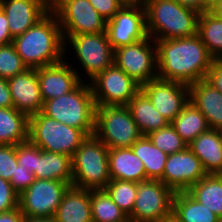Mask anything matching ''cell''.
<instances>
[{
	"instance_id": "1",
	"label": "cell",
	"mask_w": 222,
	"mask_h": 222,
	"mask_svg": "<svg viewBox=\"0 0 222 222\" xmlns=\"http://www.w3.org/2000/svg\"><path fill=\"white\" fill-rule=\"evenodd\" d=\"M155 42L159 79L190 86L206 78L214 58L209 54L198 34Z\"/></svg>"
},
{
	"instance_id": "2",
	"label": "cell",
	"mask_w": 222,
	"mask_h": 222,
	"mask_svg": "<svg viewBox=\"0 0 222 222\" xmlns=\"http://www.w3.org/2000/svg\"><path fill=\"white\" fill-rule=\"evenodd\" d=\"M12 43L28 69L56 64L66 57L61 26L52 10Z\"/></svg>"
},
{
	"instance_id": "3",
	"label": "cell",
	"mask_w": 222,
	"mask_h": 222,
	"mask_svg": "<svg viewBox=\"0 0 222 222\" xmlns=\"http://www.w3.org/2000/svg\"><path fill=\"white\" fill-rule=\"evenodd\" d=\"M148 36L156 40L192 37L198 34L200 13L176 0H143Z\"/></svg>"
},
{
	"instance_id": "4",
	"label": "cell",
	"mask_w": 222,
	"mask_h": 222,
	"mask_svg": "<svg viewBox=\"0 0 222 222\" xmlns=\"http://www.w3.org/2000/svg\"><path fill=\"white\" fill-rule=\"evenodd\" d=\"M41 112L87 136L94 135L96 103L90 83L81 81L71 92L44 101Z\"/></svg>"
},
{
	"instance_id": "5",
	"label": "cell",
	"mask_w": 222,
	"mask_h": 222,
	"mask_svg": "<svg viewBox=\"0 0 222 222\" xmlns=\"http://www.w3.org/2000/svg\"><path fill=\"white\" fill-rule=\"evenodd\" d=\"M109 149L95 135L88 136L71 157L72 186L99 190L111 181Z\"/></svg>"
},
{
	"instance_id": "6",
	"label": "cell",
	"mask_w": 222,
	"mask_h": 222,
	"mask_svg": "<svg viewBox=\"0 0 222 222\" xmlns=\"http://www.w3.org/2000/svg\"><path fill=\"white\" fill-rule=\"evenodd\" d=\"M87 137L81 129L63 124L41 111L29 116L28 140L42 150L72 157Z\"/></svg>"
},
{
	"instance_id": "7",
	"label": "cell",
	"mask_w": 222,
	"mask_h": 222,
	"mask_svg": "<svg viewBox=\"0 0 222 222\" xmlns=\"http://www.w3.org/2000/svg\"><path fill=\"white\" fill-rule=\"evenodd\" d=\"M94 135L109 150L130 148L142 136L127 106H96Z\"/></svg>"
},
{
	"instance_id": "8",
	"label": "cell",
	"mask_w": 222,
	"mask_h": 222,
	"mask_svg": "<svg viewBox=\"0 0 222 222\" xmlns=\"http://www.w3.org/2000/svg\"><path fill=\"white\" fill-rule=\"evenodd\" d=\"M64 51L70 44L81 67L91 82L107 67L113 64L114 50L106 32L87 34H62ZM68 41V42H67ZM68 43V44H67Z\"/></svg>"
},
{
	"instance_id": "9",
	"label": "cell",
	"mask_w": 222,
	"mask_h": 222,
	"mask_svg": "<svg viewBox=\"0 0 222 222\" xmlns=\"http://www.w3.org/2000/svg\"><path fill=\"white\" fill-rule=\"evenodd\" d=\"M113 63L140 86L158 78L155 40L148 36L133 44L115 49Z\"/></svg>"
},
{
	"instance_id": "10",
	"label": "cell",
	"mask_w": 222,
	"mask_h": 222,
	"mask_svg": "<svg viewBox=\"0 0 222 222\" xmlns=\"http://www.w3.org/2000/svg\"><path fill=\"white\" fill-rule=\"evenodd\" d=\"M175 191L160 180L147 179L137 183V195L132 213L134 222H158L172 213Z\"/></svg>"
},
{
	"instance_id": "11",
	"label": "cell",
	"mask_w": 222,
	"mask_h": 222,
	"mask_svg": "<svg viewBox=\"0 0 222 222\" xmlns=\"http://www.w3.org/2000/svg\"><path fill=\"white\" fill-rule=\"evenodd\" d=\"M62 34L106 32L107 21L88 0H58L51 6Z\"/></svg>"
},
{
	"instance_id": "12",
	"label": "cell",
	"mask_w": 222,
	"mask_h": 222,
	"mask_svg": "<svg viewBox=\"0 0 222 222\" xmlns=\"http://www.w3.org/2000/svg\"><path fill=\"white\" fill-rule=\"evenodd\" d=\"M96 106H127L140 85L114 63L90 82Z\"/></svg>"
},
{
	"instance_id": "13",
	"label": "cell",
	"mask_w": 222,
	"mask_h": 222,
	"mask_svg": "<svg viewBox=\"0 0 222 222\" xmlns=\"http://www.w3.org/2000/svg\"><path fill=\"white\" fill-rule=\"evenodd\" d=\"M70 184L58 180L35 179L19 195V208L26 217H54Z\"/></svg>"
},
{
	"instance_id": "14",
	"label": "cell",
	"mask_w": 222,
	"mask_h": 222,
	"mask_svg": "<svg viewBox=\"0 0 222 222\" xmlns=\"http://www.w3.org/2000/svg\"><path fill=\"white\" fill-rule=\"evenodd\" d=\"M106 33L113 50L147 38L144 5H124L107 20Z\"/></svg>"
},
{
	"instance_id": "15",
	"label": "cell",
	"mask_w": 222,
	"mask_h": 222,
	"mask_svg": "<svg viewBox=\"0 0 222 222\" xmlns=\"http://www.w3.org/2000/svg\"><path fill=\"white\" fill-rule=\"evenodd\" d=\"M156 110L171 123L189 102V85L153 79L140 86Z\"/></svg>"
},
{
	"instance_id": "16",
	"label": "cell",
	"mask_w": 222,
	"mask_h": 222,
	"mask_svg": "<svg viewBox=\"0 0 222 222\" xmlns=\"http://www.w3.org/2000/svg\"><path fill=\"white\" fill-rule=\"evenodd\" d=\"M206 175L200 159L186 147L183 151L168 155L160 181L175 192L187 191Z\"/></svg>"
},
{
	"instance_id": "17",
	"label": "cell",
	"mask_w": 222,
	"mask_h": 222,
	"mask_svg": "<svg viewBox=\"0 0 222 222\" xmlns=\"http://www.w3.org/2000/svg\"><path fill=\"white\" fill-rule=\"evenodd\" d=\"M77 69L64 58L61 62L38 68V81L43 102L71 92L81 81Z\"/></svg>"
},
{
	"instance_id": "18",
	"label": "cell",
	"mask_w": 222,
	"mask_h": 222,
	"mask_svg": "<svg viewBox=\"0 0 222 222\" xmlns=\"http://www.w3.org/2000/svg\"><path fill=\"white\" fill-rule=\"evenodd\" d=\"M0 9L5 13L14 38L41 20L51 7L44 0H0Z\"/></svg>"
},
{
	"instance_id": "19",
	"label": "cell",
	"mask_w": 222,
	"mask_h": 222,
	"mask_svg": "<svg viewBox=\"0 0 222 222\" xmlns=\"http://www.w3.org/2000/svg\"><path fill=\"white\" fill-rule=\"evenodd\" d=\"M7 83L15 109L28 117L42 110L43 100L38 81V69H27L7 79Z\"/></svg>"
},
{
	"instance_id": "20",
	"label": "cell",
	"mask_w": 222,
	"mask_h": 222,
	"mask_svg": "<svg viewBox=\"0 0 222 222\" xmlns=\"http://www.w3.org/2000/svg\"><path fill=\"white\" fill-rule=\"evenodd\" d=\"M189 101L205 116L210 129L222 128V94L205 79L189 86Z\"/></svg>"
},
{
	"instance_id": "21",
	"label": "cell",
	"mask_w": 222,
	"mask_h": 222,
	"mask_svg": "<svg viewBox=\"0 0 222 222\" xmlns=\"http://www.w3.org/2000/svg\"><path fill=\"white\" fill-rule=\"evenodd\" d=\"M91 190L70 186L54 215L56 222H93Z\"/></svg>"
},
{
	"instance_id": "22",
	"label": "cell",
	"mask_w": 222,
	"mask_h": 222,
	"mask_svg": "<svg viewBox=\"0 0 222 222\" xmlns=\"http://www.w3.org/2000/svg\"><path fill=\"white\" fill-rule=\"evenodd\" d=\"M108 161L111 180H147L144 164L131 148L110 149Z\"/></svg>"
},
{
	"instance_id": "23",
	"label": "cell",
	"mask_w": 222,
	"mask_h": 222,
	"mask_svg": "<svg viewBox=\"0 0 222 222\" xmlns=\"http://www.w3.org/2000/svg\"><path fill=\"white\" fill-rule=\"evenodd\" d=\"M188 147L200 159L207 174H222V144L218 129H208L194 139Z\"/></svg>"
},
{
	"instance_id": "24",
	"label": "cell",
	"mask_w": 222,
	"mask_h": 222,
	"mask_svg": "<svg viewBox=\"0 0 222 222\" xmlns=\"http://www.w3.org/2000/svg\"><path fill=\"white\" fill-rule=\"evenodd\" d=\"M35 179L58 180L72 186V161L67 154L42 150L37 146Z\"/></svg>"
},
{
	"instance_id": "25",
	"label": "cell",
	"mask_w": 222,
	"mask_h": 222,
	"mask_svg": "<svg viewBox=\"0 0 222 222\" xmlns=\"http://www.w3.org/2000/svg\"><path fill=\"white\" fill-rule=\"evenodd\" d=\"M127 107L142 136H147L169 124L141 90L130 100Z\"/></svg>"
},
{
	"instance_id": "26",
	"label": "cell",
	"mask_w": 222,
	"mask_h": 222,
	"mask_svg": "<svg viewBox=\"0 0 222 222\" xmlns=\"http://www.w3.org/2000/svg\"><path fill=\"white\" fill-rule=\"evenodd\" d=\"M29 117L14 107L0 108V145L28 141Z\"/></svg>"
},
{
	"instance_id": "27",
	"label": "cell",
	"mask_w": 222,
	"mask_h": 222,
	"mask_svg": "<svg viewBox=\"0 0 222 222\" xmlns=\"http://www.w3.org/2000/svg\"><path fill=\"white\" fill-rule=\"evenodd\" d=\"M187 192L207 209L222 217V174H207Z\"/></svg>"
},
{
	"instance_id": "28",
	"label": "cell",
	"mask_w": 222,
	"mask_h": 222,
	"mask_svg": "<svg viewBox=\"0 0 222 222\" xmlns=\"http://www.w3.org/2000/svg\"><path fill=\"white\" fill-rule=\"evenodd\" d=\"M172 212L180 222H219L220 217L196 201L187 191L176 192Z\"/></svg>"
},
{
	"instance_id": "29",
	"label": "cell",
	"mask_w": 222,
	"mask_h": 222,
	"mask_svg": "<svg viewBox=\"0 0 222 222\" xmlns=\"http://www.w3.org/2000/svg\"><path fill=\"white\" fill-rule=\"evenodd\" d=\"M170 124L187 145L209 129L205 116L190 101Z\"/></svg>"
},
{
	"instance_id": "30",
	"label": "cell",
	"mask_w": 222,
	"mask_h": 222,
	"mask_svg": "<svg viewBox=\"0 0 222 222\" xmlns=\"http://www.w3.org/2000/svg\"><path fill=\"white\" fill-rule=\"evenodd\" d=\"M130 148L143 162L147 179L163 178L167 153L154 146L147 136H141Z\"/></svg>"
},
{
	"instance_id": "31",
	"label": "cell",
	"mask_w": 222,
	"mask_h": 222,
	"mask_svg": "<svg viewBox=\"0 0 222 222\" xmlns=\"http://www.w3.org/2000/svg\"><path fill=\"white\" fill-rule=\"evenodd\" d=\"M198 35L214 59H222V19L210 11L200 13Z\"/></svg>"
},
{
	"instance_id": "32",
	"label": "cell",
	"mask_w": 222,
	"mask_h": 222,
	"mask_svg": "<svg viewBox=\"0 0 222 222\" xmlns=\"http://www.w3.org/2000/svg\"><path fill=\"white\" fill-rule=\"evenodd\" d=\"M90 202L93 222H123L128 218L104 189L91 190Z\"/></svg>"
},
{
	"instance_id": "33",
	"label": "cell",
	"mask_w": 222,
	"mask_h": 222,
	"mask_svg": "<svg viewBox=\"0 0 222 222\" xmlns=\"http://www.w3.org/2000/svg\"><path fill=\"white\" fill-rule=\"evenodd\" d=\"M104 190L127 216L132 213L137 195V182L111 180Z\"/></svg>"
},
{
	"instance_id": "34",
	"label": "cell",
	"mask_w": 222,
	"mask_h": 222,
	"mask_svg": "<svg viewBox=\"0 0 222 222\" xmlns=\"http://www.w3.org/2000/svg\"><path fill=\"white\" fill-rule=\"evenodd\" d=\"M147 137L154 146L168 155L183 151L188 147L170 123L166 127L149 133Z\"/></svg>"
},
{
	"instance_id": "35",
	"label": "cell",
	"mask_w": 222,
	"mask_h": 222,
	"mask_svg": "<svg viewBox=\"0 0 222 222\" xmlns=\"http://www.w3.org/2000/svg\"><path fill=\"white\" fill-rule=\"evenodd\" d=\"M27 69L13 43L0 46V78L9 79Z\"/></svg>"
},
{
	"instance_id": "36",
	"label": "cell",
	"mask_w": 222,
	"mask_h": 222,
	"mask_svg": "<svg viewBox=\"0 0 222 222\" xmlns=\"http://www.w3.org/2000/svg\"><path fill=\"white\" fill-rule=\"evenodd\" d=\"M17 165L16 145H0V177L10 182Z\"/></svg>"
},
{
	"instance_id": "37",
	"label": "cell",
	"mask_w": 222,
	"mask_h": 222,
	"mask_svg": "<svg viewBox=\"0 0 222 222\" xmlns=\"http://www.w3.org/2000/svg\"><path fill=\"white\" fill-rule=\"evenodd\" d=\"M16 156L18 165L30 170L33 174L37 169V146L29 140L16 145Z\"/></svg>"
},
{
	"instance_id": "38",
	"label": "cell",
	"mask_w": 222,
	"mask_h": 222,
	"mask_svg": "<svg viewBox=\"0 0 222 222\" xmlns=\"http://www.w3.org/2000/svg\"><path fill=\"white\" fill-rule=\"evenodd\" d=\"M19 206V194L9 181L0 177V213L10 211Z\"/></svg>"
},
{
	"instance_id": "39",
	"label": "cell",
	"mask_w": 222,
	"mask_h": 222,
	"mask_svg": "<svg viewBox=\"0 0 222 222\" xmlns=\"http://www.w3.org/2000/svg\"><path fill=\"white\" fill-rule=\"evenodd\" d=\"M34 180V174L30 170L17 165L16 171L10 180V184L12 188L20 195L29 188Z\"/></svg>"
},
{
	"instance_id": "40",
	"label": "cell",
	"mask_w": 222,
	"mask_h": 222,
	"mask_svg": "<svg viewBox=\"0 0 222 222\" xmlns=\"http://www.w3.org/2000/svg\"><path fill=\"white\" fill-rule=\"evenodd\" d=\"M95 10L107 20H110L124 6L118 0H88Z\"/></svg>"
},
{
	"instance_id": "41",
	"label": "cell",
	"mask_w": 222,
	"mask_h": 222,
	"mask_svg": "<svg viewBox=\"0 0 222 222\" xmlns=\"http://www.w3.org/2000/svg\"><path fill=\"white\" fill-rule=\"evenodd\" d=\"M205 80L222 94V59H214Z\"/></svg>"
},
{
	"instance_id": "42",
	"label": "cell",
	"mask_w": 222,
	"mask_h": 222,
	"mask_svg": "<svg viewBox=\"0 0 222 222\" xmlns=\"http://www.w3.org/2000/svg\"><path fill=\"white\" fill-rule=\"evenodd\" d=\"M9 107H13L9 85L7 79L0 78V108Z\"/></svg>"
},
{
	"instance_id": "43",
	"label": "cell",
	"mask_w": 222,
	"mask_h": 222,
	"mask_svg": "<svg viewBox=\"0 0 222 222\" xmlns=\"http://www.w3.org/2000/svg\"><path fill=\"white\" fill-rule=\"evenodd\" d=\"M13 42V37L11 36L7 18L5 13L0 9V46L6 45Z\"/></svg>"
},
{
	"instance_id": "44",
	"label": "cell",
	"mask_w": 222,
	"mask_h": 222,
	"mask_svg": "<svg viewBox=\"0 0 222 222\" xmlns=\"http://www.w3.org/2000/svg\"><path fill=\"white\" fill-rule=\"evenodd\" d=\"M24 215L19 207L0 213V222H23Z\"/></svg>"
},
{
	"instance_id": "45",
	"label": "cell",
	"mask_w": 222,
	"mask_h": 222,
	"mask_svg": "<svg viewBox=\"0 0 222 222\" xmlns=\"http://www.w3.org/2000/svg\"><path fill=\"white\" fill-rule=\"evenodd\" d=\"M180 5L201 13V0H176Z\"/></svg>"
},
{
	"instance_id": "46",
	"label": "cell",
	"mask_w": 222,
	"mask_h": 222,
	"mask_svg": "<svg viewBox=\"0 0 222 222\" xmlns=\"http://www.w3.org/2000/svg\"><path fill=\"white\" fill-rule=\"evenodd\" d=\"M23 222H56L54 217H26Z\"/></svg>"
},
{
	"instance_id": "47",
	"label": "cell",
	"mask_w": 222,
	"mask_h": 222,
	"mask_svg": "<svg viewBox=\"0 0 222 222\" xmlns=\"http://www.w3.org/2000/svg\"><path fill=\"white\" fill-rule=\"evenodd\" d=\"M221 0H201V13L205 11H209L212 7H214Z\"/></svg>"
},
{
	"instance_id": "48",
	"label": "cell",
	"mask_w": 222,
	"mask_h": 222,
	"mask_svg": "<svg viewBox=\"0 0 222 222\" xmlns=\"http://www.w3.org/2000/svg\"><path fill=\"white\" fill-rule=\"evenodd\" d=\"M213 15L222 19V0L209 10Z\"/></svg>"
},
{
	"instance_id": "49",
	"label": "cell",
	"mask_w": 222,
	"mask_h": 222,
	"mask_svg": "<svg viewBox=\"0 0 222 222\" xmlns=\"http://www.w3.org/2000/svg\"><path fill=\"white\" fill-rule=\"evenodd\" d=\"M158 222H180V221L172 212L171 214L162 217Z\"/></svg>"
},
{
	"instance_id": "50",
	"label": "cell",
	"mask_w": 222,
	"mask_h": 222,
	"mask_svg": "<svg viewBox=\"0 0 222 222\" xmlns=\"http://www.w3.org/2000/svg\"><path fill=\"white\" fill-rule=\"evenodd\" d=\"M123 5H141L143 4V0H118Z\"/></svg>"
},
{
	"instance_id": "51",
	"label": "cell",
	"mask_w": 222,
	"mask_h": 222,
	"mask_svg": "<svg viewBox=\"0 0 222 222\" xmlns=\"http://www.w3.org/2000/svg\"><path fill=\"white\" fill-rule=\"evenodd\" d=\"M50 7L54 5L58 0H44Z\"/></svg>"
},
{
	"instance_id": "52",
	"label": "cell",
	"mask_w": 222,
	"mask_h": 222,
	"mask_svg": "<svg viewBox=\"0 0 222 222\" xmlns=\"http://www.w3.org/2000/svg\"><path fill=\"white\" fill-rule=\"evenodd\" d=\"M218 135L222 144V128L218 129Z\"/></svg>"
},
{
	"instance_id": "53",
	"label": "cell",
	"mask_w": 222,
	"mask_h": 222,
	"mask_svg": "<svg viewBox=\"0 0 222 222\" xmlns=\"http://www.w3.org/2000/svg\"><path fill=\"white\" fill-rule=\"evenodd\" d=\"M123 222H134L133 220H131L129 217L126 219V220H124Z\"/></svg>"
}]
</instances>
